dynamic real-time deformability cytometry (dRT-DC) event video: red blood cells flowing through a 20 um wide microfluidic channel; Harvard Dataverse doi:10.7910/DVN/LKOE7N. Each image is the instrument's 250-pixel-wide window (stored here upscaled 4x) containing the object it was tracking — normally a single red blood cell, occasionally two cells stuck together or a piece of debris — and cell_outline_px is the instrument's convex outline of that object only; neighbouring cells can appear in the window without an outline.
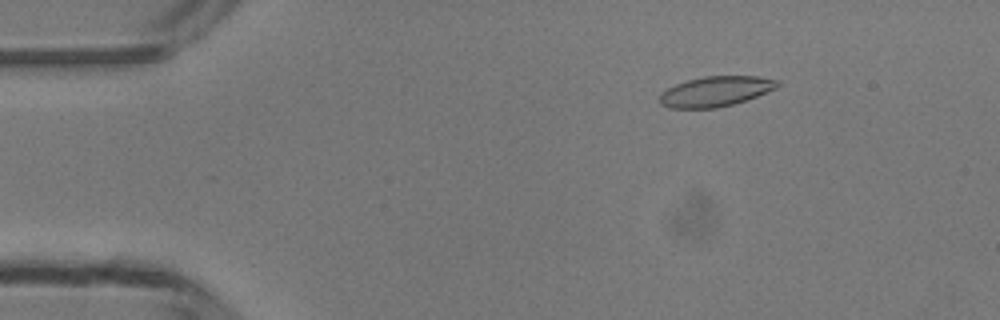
{"species": "common noctule bat (a hibernating species)", "species_latin": "Nyctalus noctula", "temperature_condition": "room temperature", "stored_images_in_passage": 50, "camera_frame_rate_fps": 3000, "um_per_image_px": 0.085, "animal": {"sex": "male", "body_mass_g": 13.3}, "frame": {"image": 1, "passage_image": 8, "time_ms": 2.333, "image_size_px": [1000, 320], "cell_outline_px": [[780, 84], [776, 88], [756, 96], [732, 104], [716, 108], [668, 108], [660, 104], [660, 92], [676, 84], [688, 80], [704, 76], [760, 76], [780, 80]], "centroid_in_image_um": [60.82, 7.76], "position_along_channel_um": 24.2, "area_um2": 20.63}}
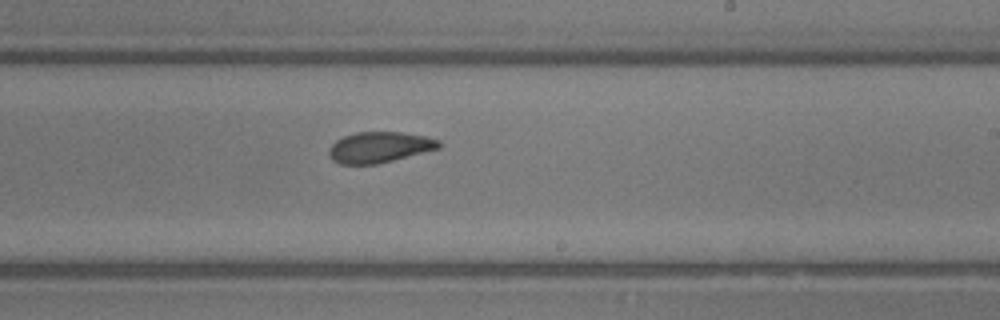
{"frame": {"image": 2, "passage_image": 30, "time_ms": 9.667, "image_size_px": [1000, 320], "cell_outline_px": [[440, 148], [376, 164], [340, 164], [332, 160], [328, 156], [328, 148], [336, 140], [344, 136], [356, 132], [400, 132], [428, 136], [440, 140]], "centroid_in_image_um": [32.23, 12.51], "position_along_channel_um": 256.8, "area_um2": 19.77}}
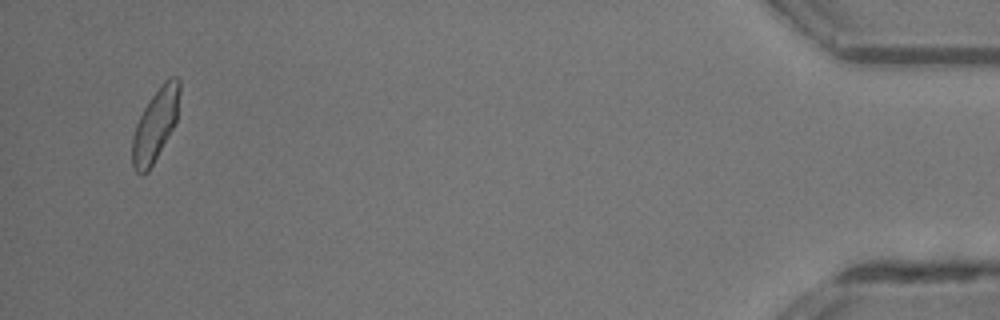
{"frame": {"image": 3, "passage_image": 48, "time_ms": 15.667, "image_size_px": [1000, 320], "cell_outline_px": [[180, 92], [176, 124], [148, 172], [140, 176], [132, 168], [132, 136], [136, 124], [144, 108], [152, 96], [164, 80], [168, 76], [176, 76], [180, 80]], "centroid_in_image_um": [13.21, 10.62], "position_along_channel_um": 422.0, "area_um2": 20.17}, "authors_computed_cell_mechanics": {"area_um2": 20.2878, "velocity_mm_per_s": 4.1751, "shape_relaxation_time_tau1_ms": 3.9875, "shape_relaxation_time_tau2_ms": 1.7026, "deformation_change_tau1": 0.1218, "deformation_change_tau2": 0.0623}}